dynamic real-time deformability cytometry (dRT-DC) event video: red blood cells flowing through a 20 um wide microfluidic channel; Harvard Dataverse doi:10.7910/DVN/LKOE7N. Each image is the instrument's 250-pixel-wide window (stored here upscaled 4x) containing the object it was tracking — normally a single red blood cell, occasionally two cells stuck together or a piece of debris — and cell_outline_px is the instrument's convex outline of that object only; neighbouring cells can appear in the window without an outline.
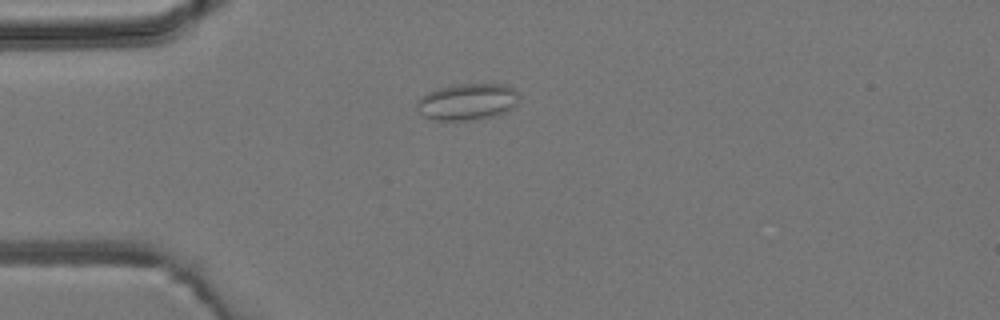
{"species": "common noctule bat (a hibernating species)", "species_latin": "Nyctalus noctula", "temperature_condition": "room temperature", "stored_images_in_passage": 5, "camera_frame_rate_fps": 3000, "um_per_image_px": 0.085, "animal": {"sex": "male", "body_mass_g": 19.2, "forearm_length_mm": 51.8}, "frame": {"image": 1, "passage_image": 5, "time_ms": 5.667, "image_size_px": [1000, 320], "cell_outline_px": [[520, 100], [512, 108], [496, 116], [468, 120], [432, 120], [416, 112], [416, 100], [420, 96], [436, 88], [452, 84], [504, 84], [512, 88], [520, 96]], "centroid_in_image_um": [39.67, 8.65], "position_along_channel_um": 45.3, "area_um2": 22.2}}